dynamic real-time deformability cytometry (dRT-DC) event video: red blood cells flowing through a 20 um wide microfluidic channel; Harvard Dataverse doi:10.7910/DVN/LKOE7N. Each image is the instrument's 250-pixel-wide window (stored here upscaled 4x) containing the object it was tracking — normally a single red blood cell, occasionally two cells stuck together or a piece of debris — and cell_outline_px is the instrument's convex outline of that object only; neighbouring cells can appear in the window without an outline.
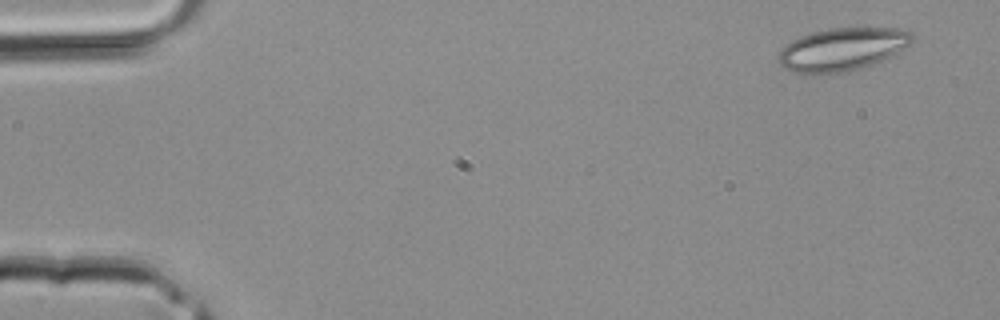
{"species": "common noctule bat (a hibernating species)", "species_latin": "Nyctalus noctula", "temperature_condition": "room temperature", "stored_images_in_passage": 39, "camera_frame_rate_fps": 3000, "um_per_image_px": 0.085, "animal": {"sex": "male", "body_mass_g": 20.4}, "frame": {"image": 1, "passage_image": 1, "time_ms": 0.0, "image_size_px": [1000, 320], "cell_outline_px": [[916, 36], [908, 44], [884, 60], [860, 68], [840, 72], [792, 72], [784, 68], [776, 60], [784, 44], [800, 36], [812, 32], [828, 28], [892, 28], [912, 32]], "centroid_in_image_um": [71.56, 4.17], "position_along_channel_um": 13.4, "area_um2": 32.95}}
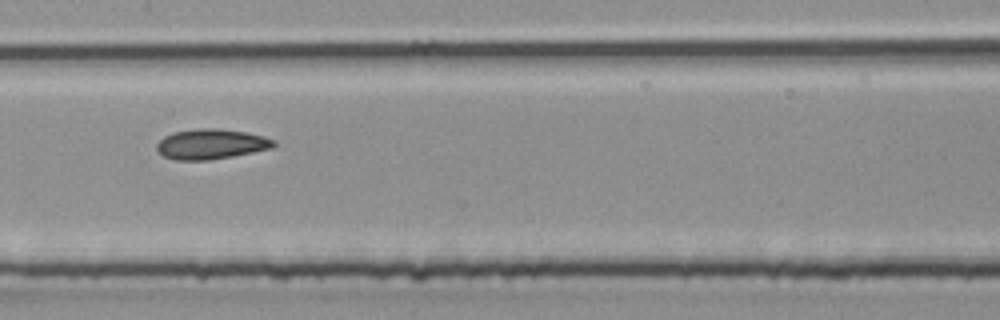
{"frame": {"image": 2, "passage_image": 19, "time_ms": 6.0, "image_size_px": [1000, 320], "cell_outline_px": [[276, 144], [272, 148], [232, 156], [208, 160], [176, 160], [164, 156], [156, 148], [156, 144], [164, 136], [172, 132], [200, 128], [216, 128], [244, 132], [264, 136], [276, 140]], "centroid_in_image_um": [17.94, 12.24], "position_along_channel_um": 189.5, "area_um2": 20.46}}
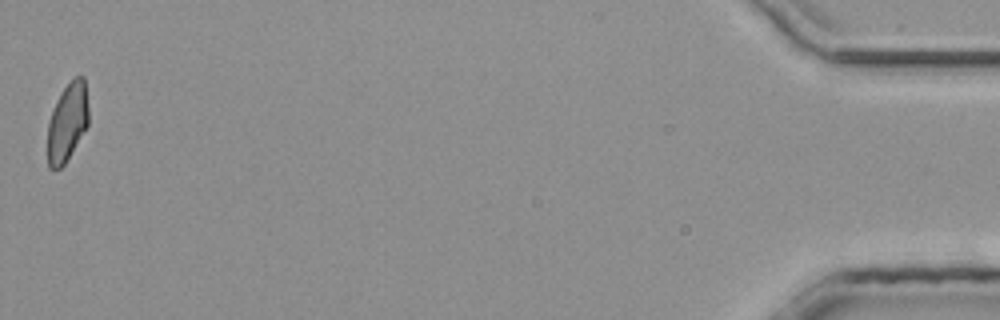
{"frame": {"image": 3, "passage_image": 39, "time_ms": 12.667, "image_size_px": [1000, 320], "cell_outline_px": [[88, 124], [64, 164], [60, 168], [48, 168], [48, 124], [56, 100], [60, 92], [76, 76], [84, 76], [88, 104]], "centroid_in_image_um": [5.73, 10.36], "position_along_channel_um": 429.5, "area_um2": 18.38}}